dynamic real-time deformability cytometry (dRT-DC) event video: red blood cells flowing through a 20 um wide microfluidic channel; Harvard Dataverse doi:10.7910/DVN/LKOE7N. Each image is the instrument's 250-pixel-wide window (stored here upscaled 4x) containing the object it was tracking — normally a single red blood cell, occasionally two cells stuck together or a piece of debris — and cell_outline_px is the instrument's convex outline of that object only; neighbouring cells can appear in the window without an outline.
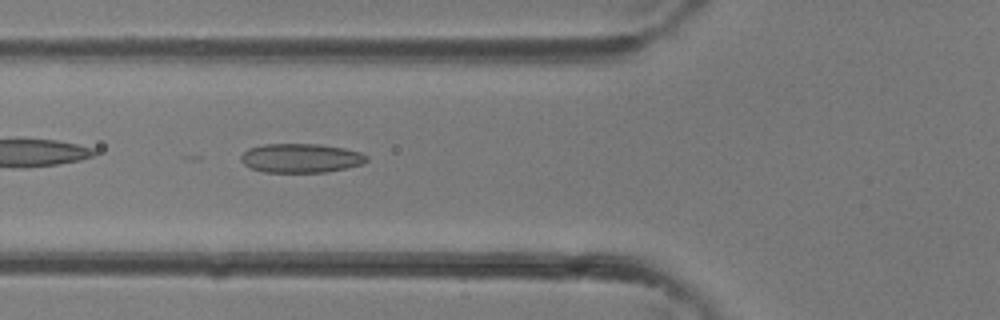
{"species": "common noctule bat (a hibernating species)", "species_latin": "Nyctalus noctula", "temperature_condition": "room temperature", "stored_images_in_passage": 37, "camera_frame_rate_fps": 3000, "um_per_image_px": 0.085, "animal": {"sex": "female"}, "frame": {"image": 1, "passage_image": 14, "time_ms": 4.333, "image_size_px": [1000, 320], "cell_outline_px": [[368, 160], [364, 164], [328, 172], [264, 172], [252, 168], [244, 164], [240, 160], [240, 156], [248, 148], [264, 144], [320, 144], [344, 148], [360, 152], [368, 156]], "centroid_in_image_um": [25.59, 13.44], "position_along_channel_um": 100.2, "area_um2": 21.44}}
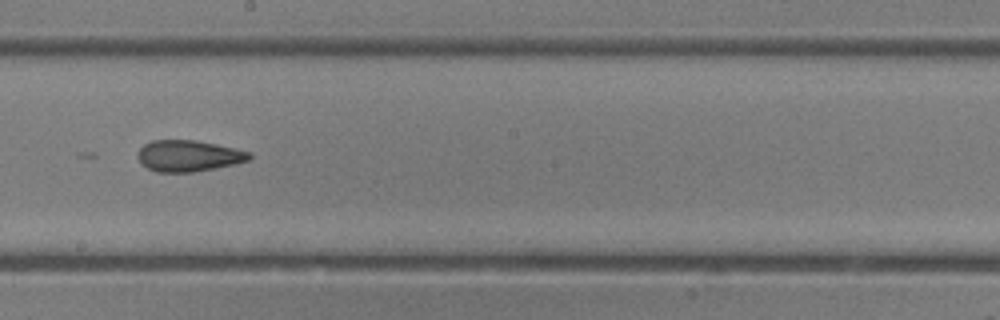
{"frame": {"image": 2, "passage_image": 21, "time_ms": 6.667, "image_size_px": [1000, 320], "cell_outline_px": [[252, 156], [248, 160], [236, 164], [216, 168], [192, 172], [156, 172], [140, 164], [140, 148], [144, 144], [152, 140], [196, 140], [236, 148], [252, 152]], "centroid_in_image_um": [16.07, 13.25], "position_along_channel_um": 232.1, "area_um2": 20.35}}
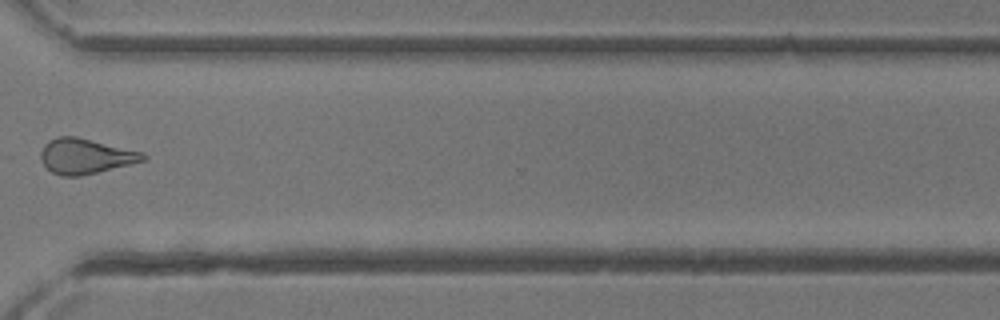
{"frame": {"image": 3, "passage_image": 28, "time_ms": 9.0, "image_size_px": [1000, 320], "cell_outline_px": [[148, 160], [80, 176], [60, 176], [52, 172], [40, 160], [40, 152], [44, 144], [48, 140], [56, 136], [76, 136], [144, 152], [148, 156]], "centroid_in_image_um": [7.27, 13.26], "position_along_channel_um": 363.3, "area_um2": 21.21}}